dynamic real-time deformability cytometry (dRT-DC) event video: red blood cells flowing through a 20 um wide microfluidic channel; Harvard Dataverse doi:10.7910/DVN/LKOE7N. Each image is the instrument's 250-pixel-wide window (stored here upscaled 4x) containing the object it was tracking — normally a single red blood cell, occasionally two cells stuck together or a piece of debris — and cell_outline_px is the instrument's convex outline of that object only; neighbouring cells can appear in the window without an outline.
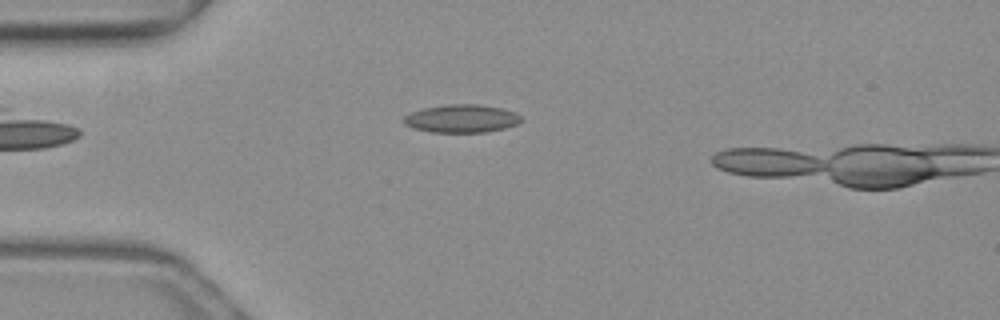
{"species": "common noctule bat (a hibernating species)", "species_latin": "Nyctalus noctula", "temperature_condition": "warm", "stored_images_in_passage": 3, "camera_frame_rate_fps": 3000, "um_per_image_px": 0.085, "animal": {"sex": "female", "body_mass_g": 19.3, "forearm_length_mm": 54.1}, "frame": {"image": 1, "passage_image": 1, "time_ms": 0.0, "image_size_px": [1000, 320], "cell_outline_px": [[524, 120], [516, 124], [504, 128], [484, 132], [432, 132], [412, 128], [404, 124], [404, 116], [412, 112], [424, 108], [448, 104], [480, 104], [500, 108], [516, 112]], "centroid_in_image_um": [39.24, 10.07], "position_along_channel_um": 45.8, "area_um2": 19.13}}